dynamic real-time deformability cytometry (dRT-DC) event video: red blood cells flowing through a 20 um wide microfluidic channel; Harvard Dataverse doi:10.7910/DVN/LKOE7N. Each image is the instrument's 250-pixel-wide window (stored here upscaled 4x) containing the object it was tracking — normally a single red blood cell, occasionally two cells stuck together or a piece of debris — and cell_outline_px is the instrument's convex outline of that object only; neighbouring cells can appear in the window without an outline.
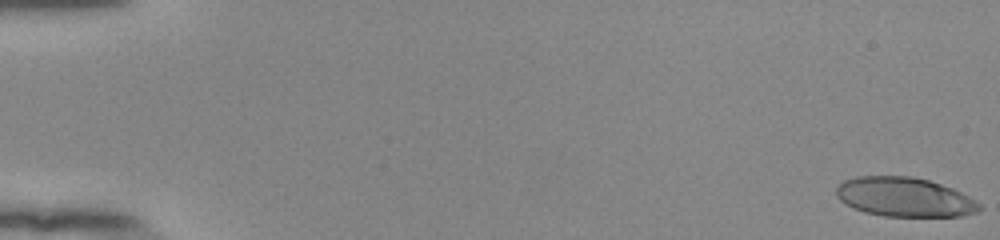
{"species": "human", "species_latin": "Homo sapiens", "temperature_condition": "room temperature", "stored_images_in_passage": 54, "camera_frame_rate_fps": 3000, "um_per_image_px": 0.085, "donor": {"sex": "female"}, "frame": {"image": 1, "passage_image": 1, "time_ms": 0.0, "image_size_px": [1000, 240], "cell_outline_px": [[984, 208], [976, 212], [960, 216], [884, 216], [864, 212], [840, 200], [836, 196], [836, 188], [844, 180], [856, 176], [912, 176], [928, 180], [952, 188], [968, 196], [980, 204]], "centroid_in_image_um": [76.88, 16.75], "position_along_channel_um": 8.1, "area_um2": 32.6}}
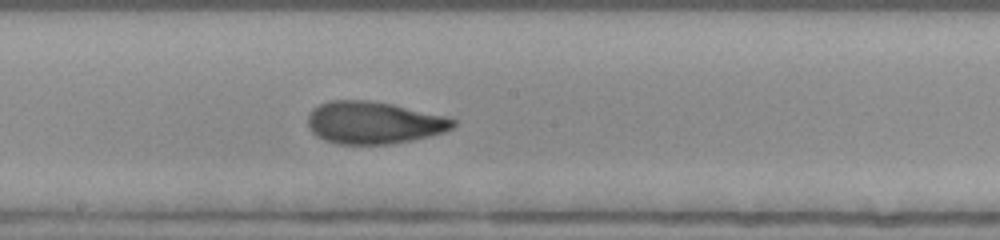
{"frame": {"image": 2, "passage_image": 31, "time_ms": 10.0, "image_size_px": [1000, 240], "cell_outline_px": [[456, 124], [452, 128], [444, 132], [412, 140], [388, 144], [336, 144], [324, 140], [316, 136], [308, 128], [308, 112], [312, 108], [320, 104], [332, 100], [368, 100], [392, 104], [444, 116], [456, 120]], "centroid_in_image_um": [31.72, 10.43], "position_along_channel_um": 216.5, "area_um2": 35.84}}
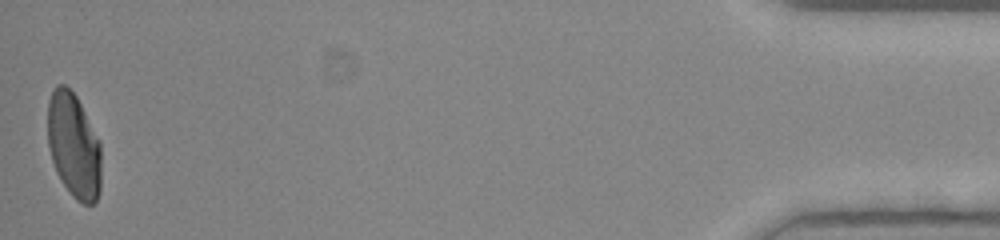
{"frame": {"image": 3, "passage_image": 54, "time_ms": 17.667, "image_size_px": [1000, 240], "cell_outline_px": [[100, 192], [96, 200], [92, 204], [84, 204], [76, 200], [72, 196], [60, 180], [56, 172], [52, 160], [48, 144], [48, 100], [56, 84], [64, 84], [76, 96], [100, 140]], "centroid_in_image_um": [6.27, 12.39], "position_along_channel_um": 428.9, "area_um2": 32.83}, "authors_computed_cell_mechanics": {"area_um2": 34.5933, "velocity_mm_per_s": 3.8977, "shape_relaxation_time_tau1_ms": 8.2004, "shape_relaxation_time_tau2_ms": 1.2268, "deformation_change_tau1": 0.242, "deformation_change_tau2": 0.0766}}